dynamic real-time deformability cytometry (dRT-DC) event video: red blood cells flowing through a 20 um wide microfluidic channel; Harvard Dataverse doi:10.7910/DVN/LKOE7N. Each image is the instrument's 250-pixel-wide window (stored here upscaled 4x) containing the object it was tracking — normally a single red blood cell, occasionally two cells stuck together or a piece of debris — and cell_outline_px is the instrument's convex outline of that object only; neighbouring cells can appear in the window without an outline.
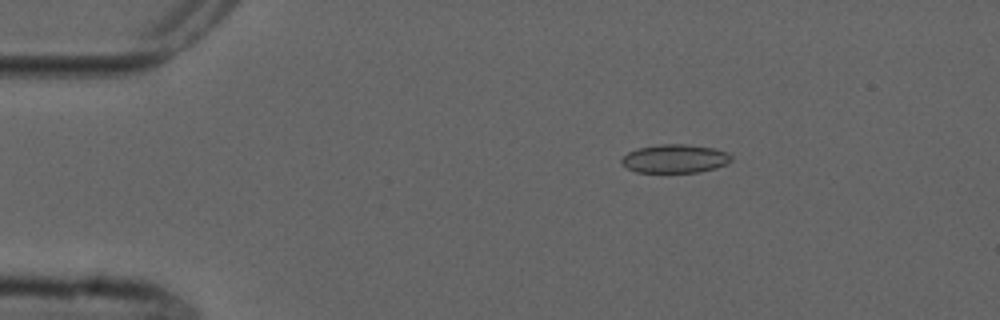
{"species": "common noctule bat (a hibernating species)", "species_latin": "Nyctalus noctula", "temperature_condition": "cold", "stored_images_in_passage": 4, "camera_frame_rate_fps": 3000, "um_per_image_px": 0.085, "animal": {"sex": "male", "forearm_length_mm": 52.5}, "frame": {"image": 1, "passage_image": 2, "time_ms": 2.0, "image_size_px": [1000, 320], "cell_outline_px": [[732, 160], [728, 164], [716, 168], [700, 172], [636, 172], [628, 168], [620, 160], [628, 152], [636, 148], [660, 144], [684, 144], [712, 148], [728, 152], [732, 156]], "centroid_in_image_um": [57.4, 13.48], "position_along_channel_um": 27.6, "area_um2": 18.26}}
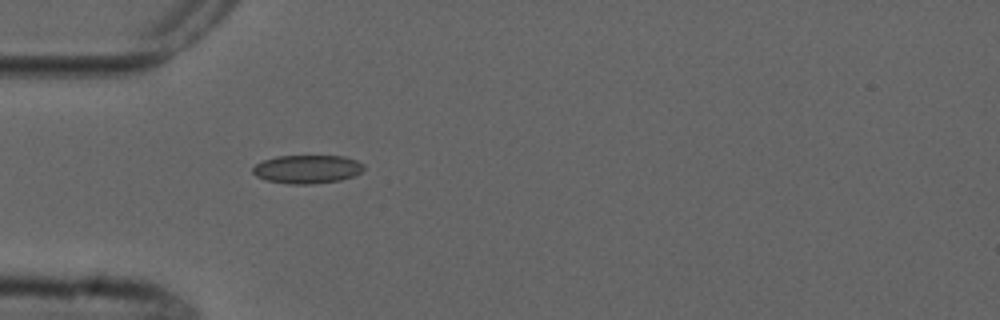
{"frame": {"image": 2, "passage_image": 4, "time_ms": 4.333, "image_size_px": [1000, 320], "cell_outline_px": [[364, 168], [360, 172], [352, 176], [340, 180], [312, 184], [288, 184], [268, 180], [256, 176], [252, 172], [252, 168], [256, 164], [264, 160], [276, 156], [344, 156], [356, 160], [364, 164]], "centroid_in_image_um": [26.11, 14.38], "position_along_channel_um": 58.9, "area_um2": 18.32}}